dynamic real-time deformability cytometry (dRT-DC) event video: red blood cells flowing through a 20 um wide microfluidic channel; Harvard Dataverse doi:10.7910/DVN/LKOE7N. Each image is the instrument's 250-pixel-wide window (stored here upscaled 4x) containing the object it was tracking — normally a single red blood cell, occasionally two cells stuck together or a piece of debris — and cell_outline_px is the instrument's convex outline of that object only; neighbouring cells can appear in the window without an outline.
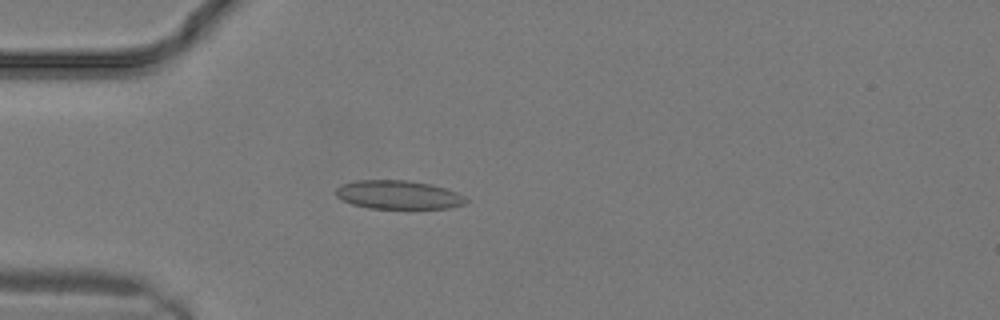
{"species": "common noctule bat (a hibernating species)", "species_latin": "Nyctalus noctula", "temperature_condition": "warm", "stored_images_in_passage": 18, "camera_frame_rate_fps": 3000, "um_per_image_px": 0.085, "animal": {"sex": "male", "body_mass_g": 19.2, "forearm_length_mm": 51.8}, "frame": {"image": 1, "passage_image": 8, "time_ms": 2.333, "image_size_px": [1000, 320], "cell_outline_px": [[468, 200], [464, 204], [448, 208], [368, 208], [352, 204], [336, 196], [336, 188], [340, 184], [356, 180], [408, 180], [432, 184], [456, 192], [464, 196]], "centroid_in_image_um": [33.84, 16.55], "position_along_channel_um": 51.2, "area_um2": 21.68}}
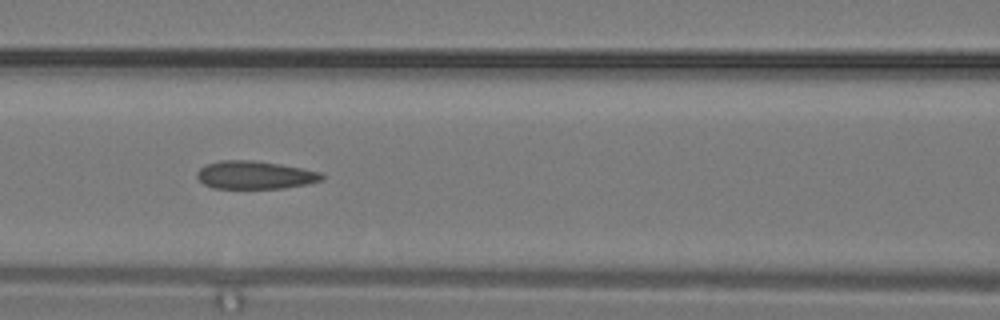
{"frame": {"image": 2, "passage_image": 12, "time_ms": 3.667, "image_size_px": [1000, 320], "cell_outline_px": [[324, 176], [320, 180], [308, 184], [284, 188], [212, 188], [204, 184], [196, 176], [196, 172], [200, 168], [208, 164], [220, 160], [252, 160], [280, 164], [320, 172]], "centroid_in_image_um": [21.64, 14.88], "position_along_channel_um": 145.0, "area_um2": 20.23}}
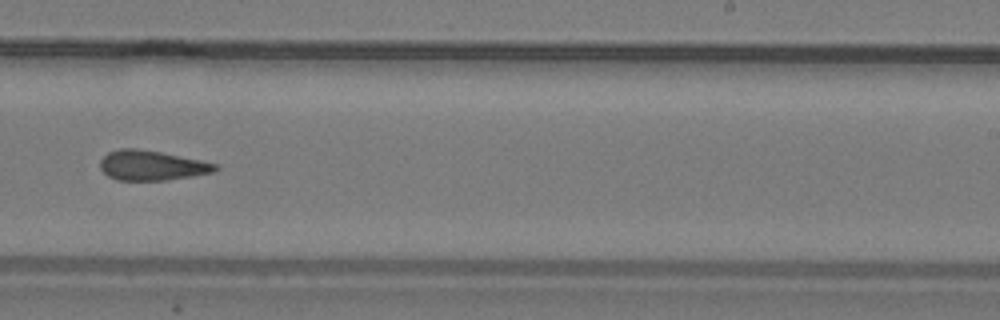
{"frame": {"image": 3, "passage_image": 17, "time_ms": 5.333, "image_size_px": [1000, 320], "cell_outline_px": [[220, 168], [216, 172], [168, 180], [116, 180], [108, 176], [100, 168], [100, 160], [108, 152], [120, 148], [136, 148], [160, 152], [220, 164]], "centroid_in_image_um": [12.93, 14.06], "position_along_channel_um": 276.1, "area_um2": 20.17}}